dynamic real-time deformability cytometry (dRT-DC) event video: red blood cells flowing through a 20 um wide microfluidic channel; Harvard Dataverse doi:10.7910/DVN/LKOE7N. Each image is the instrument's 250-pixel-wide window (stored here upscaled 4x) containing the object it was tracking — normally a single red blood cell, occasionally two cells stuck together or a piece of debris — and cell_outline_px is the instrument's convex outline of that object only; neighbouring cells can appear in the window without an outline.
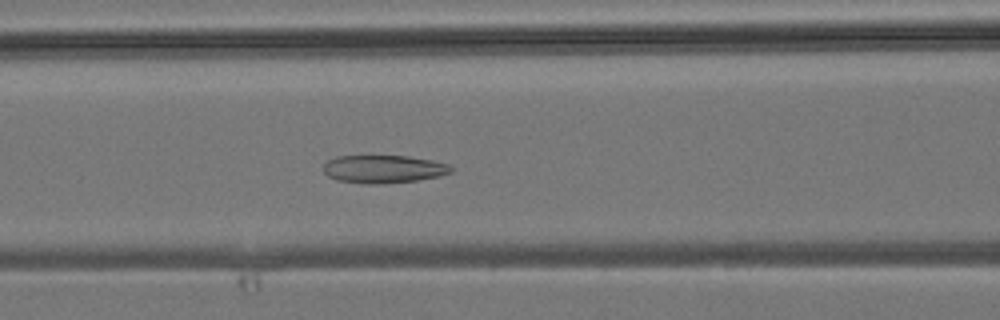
{"species": "common noctule bat (a hibernating species)", "species_latin": "Nyctalus noctula", "temperature_condition": "room temperature", "stored_images_in_passage": 37, "camera_frame_rate_fps": 3000, "um_per_image_px": 0.085, "animal": {"sex": "male", "body_mass_g": 19.2, "forearm_length_mm": 51.8}, "frame": {"image": 1, "passage_image": 19, "time_ms": 6.0, "image_size_px": [1000, 320], "cell_outline_px": [[452, 172], [440, 176], [416, 180], [376, 184], [368, 184], [336, 180], [328, 176], [324, 172], [324, 164], [328, 160], [336, 156], [408, 156], [432, 160], [448, 164], [452, 168]], "centroid_in_image_um": [32.59, 14.36], "position_along_channel_um": 134.0, "area_um2": 20.69}}
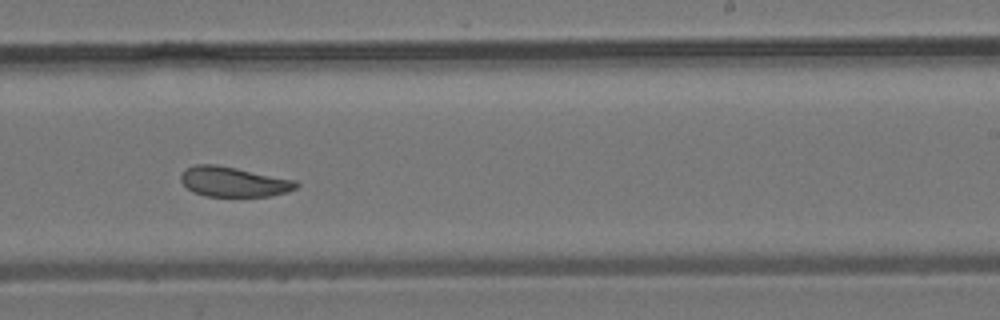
{"frame": {"image": 2, "passage_image": 28, "time_ms": 9.0, "image_size_px": [1000, 320], "cell_outline_px": [[300, 184], [296, 188], [288, 192], [268, 196], [204, 196], [192, 192], [180, 180], [180, 176], [188, 168], [196, 164], [216, 164], [296, 180]], "centroid_in_image_um": [19.87, 15.46], "position_along_channel_um": 269.1, "area_um2": 20.06}}
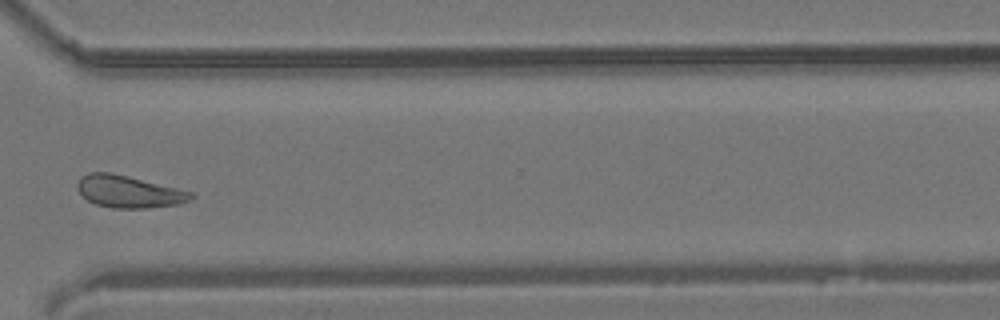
{"frame": {"image": 3, "passage_image": 34, "time_ms": 11.0, "image_size_px": [1000, 320], "cell_outline_px": [[196, 196], [192, 200], [180, 204], [148, 208], [116, 208], [96, 204], [88, 200], [76, 188], [76, 184], [80, 176], [88, 172], [108, 172], [128, 176], [192, 192]], "centroid_in_image_um": [10.95, 16.29], "position_along_channel_um": 359.6, "area_um2": 21.27}}